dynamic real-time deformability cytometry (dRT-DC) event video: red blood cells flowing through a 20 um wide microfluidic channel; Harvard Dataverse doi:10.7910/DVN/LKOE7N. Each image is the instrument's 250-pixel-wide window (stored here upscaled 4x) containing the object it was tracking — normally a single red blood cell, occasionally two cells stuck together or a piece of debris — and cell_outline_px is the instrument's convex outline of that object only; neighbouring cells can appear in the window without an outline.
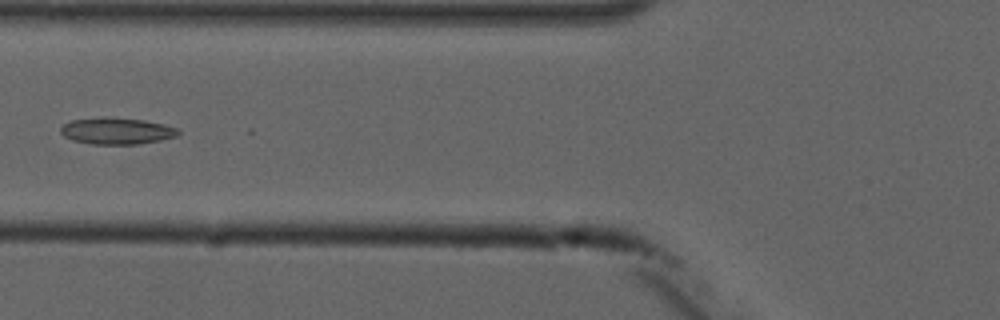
{"species": "common noctule bat (a hibernating species)", "species_latin": "Nyctalus noctula", "temperature_condition": "cold", "stored_images_in_passage": 2, "camera_frame_rate_fps": 3000, "um_per_image_px": 0.085, "animal": {"sex": "male", "forearm_length_mm": 52.5}, "frame": {"image": 1, "passage_image": 2, "time_ms": 1.333, "image_size_px": [1000, 320], "cell_outline_px": [[180, 132], [176, 136], [160, 140], [136, 144], [92, 144], [72, 140], [64, 136], [60, 132], [60, 128], [64, 124], [72, 120], [112, 116], [144, 120], [164, 124], [176, 128]], "centroid_in_image_um": [9.9, 11.12], "position_along_channel_um": 115.9, "area_um2": 18.21}}